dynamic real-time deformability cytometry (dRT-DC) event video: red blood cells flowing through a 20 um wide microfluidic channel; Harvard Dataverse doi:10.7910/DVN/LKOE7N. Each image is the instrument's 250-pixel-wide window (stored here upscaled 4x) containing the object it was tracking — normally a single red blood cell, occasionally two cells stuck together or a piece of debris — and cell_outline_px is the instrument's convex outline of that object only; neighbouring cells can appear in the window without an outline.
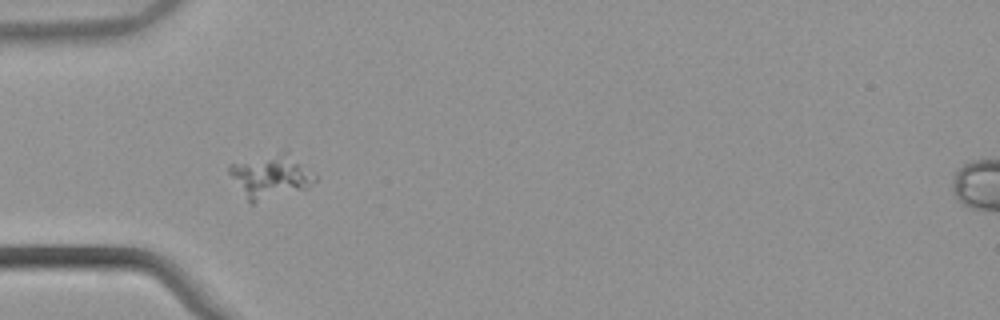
{"species": "common noctule bat (a hibernating species)", "species_latin": "Nyctalus noctula", "temperature_condition": "warm", "stored_images_in_passage": 58, "camera_frame_rate_fps": 3000, "um_per_image_px": 0.085, "animal": {"sex": "male", "body_mass_g": 21.5, "forearm_length_mm": 52.0}, "frame": {"image": 1, "passage_image": 20, "time_ms": 6.333, "image_size_px": [1000, 320], "cell_outline_px": [[316, 180], [308, 188], [252, 204], [248, 200], [228, 172], [228, 164], [288, 148], [316, 176]], "centroid_in_image_um": [23.04, 14.93], "position_along_channel_um": 62.0, "area_um2": 22.25}}
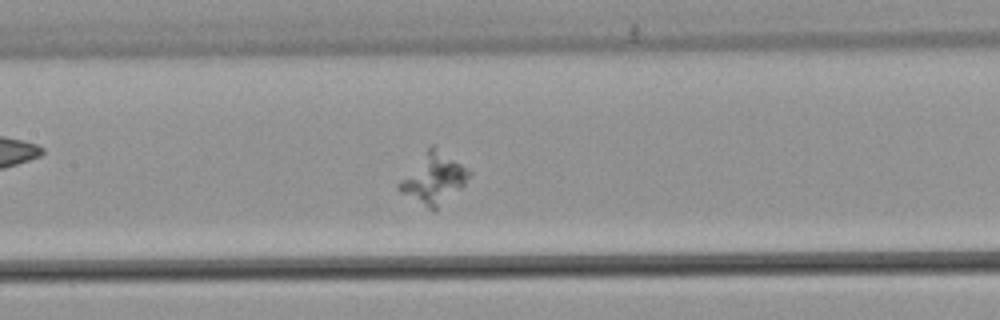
{"frame": {"image": 2, "passage_image": 29, "time_ms": 9.333, "image_size_px": [1000, 320], "cell_outline_px": [[472, 172], [464, 184], [460, 188], [436, 208], [428, 208], [400, 192], [396, 188], [396, 184], [428, 148], [432, 144], [468, 168]], "centroid_in_image_um": [36.84, 15.15], "position_along_channel_um": 170.6, "area_um2": 19.88}}
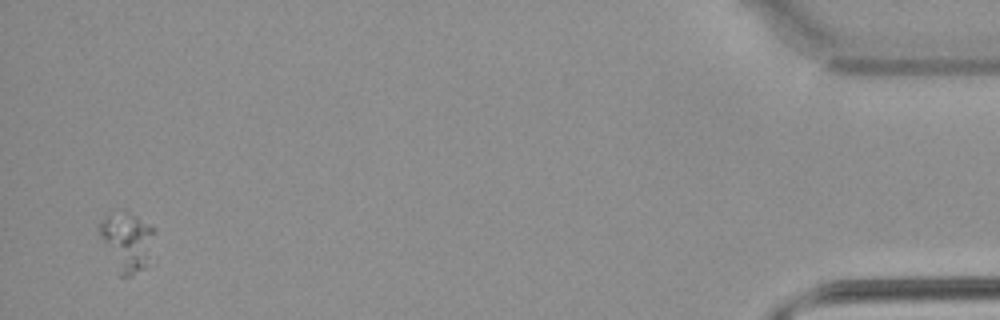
{"frame": {"image": 3, "passage_image": 56, "time_ms": 18.333, "image_size_px": [1000, 320], "cell_outline_px": [[156, 260], [132, 276], [120, 276], [100, 236], [100, 220], [128, 216], [136, 216], [152, 228], [156, 232]], "centroid_in_image_um": [10.96, 20.71], "position_along_channel_um": 424.2, "area_um2": 18.5}}